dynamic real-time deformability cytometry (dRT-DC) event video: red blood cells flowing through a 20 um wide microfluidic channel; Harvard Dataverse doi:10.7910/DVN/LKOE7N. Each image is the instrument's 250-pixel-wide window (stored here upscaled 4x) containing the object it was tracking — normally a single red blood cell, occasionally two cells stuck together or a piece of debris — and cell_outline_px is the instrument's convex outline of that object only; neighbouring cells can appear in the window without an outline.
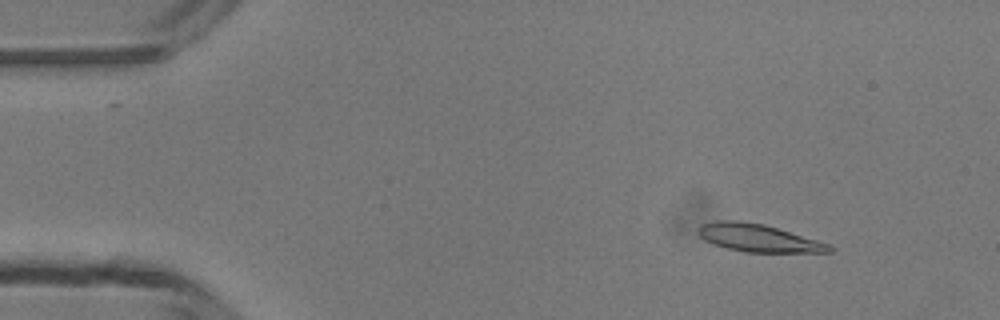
{"species": "common noctule bat (a hibernating species)", "species_latin": "Nyctalus noctula", "temperature_condition": "room temperature", "stored_images_in_passage": 44, "camera_frame_rate_fps": 3000, "um_per_image_px": 0.085, "animal": {"sex": "male", "body_mass_g": 13.3}, "frame": {"image": 1, "passage_image": 1, "time_ms": 0.0, "image_size_px": [1000, 320], "cell_outline_px": [[836, 248], [832, 252], [744, 252], [728, 248], [704, 240], [700, 236], [700, 224], [720, 220], [736, 220], [764, 224], [816, 240], [828, 244]], "centroid_in_image_um": [64.48, 20.23], "position_along_channel_um": 20.5, "area_um2": 20.75}}
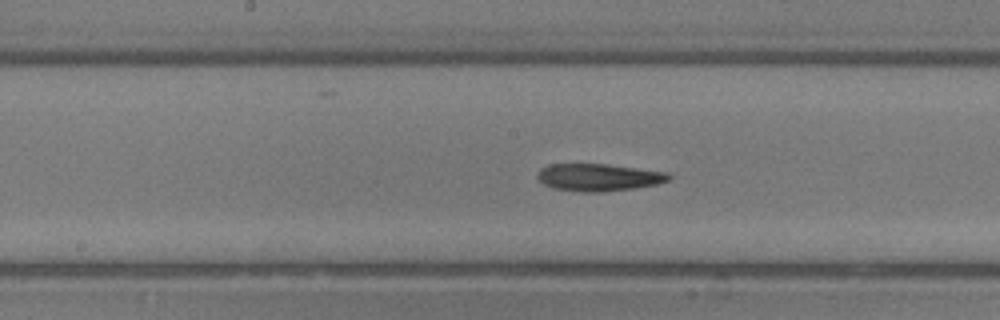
{"frame": {"image": 2, "passage_image": 20, "time_ms": 6.333, "image_size_px": [1000, 320], "cell_outline_px": [[672, 176], [668, 180], [656, 184], [636, 188], [600, 192], [584, 192], [552, 188], [544, 184], [536, 176], [536, 172], [540, 168], [548, 164], [604, 164], [668, 172]], "centroid_in_image_um": [50.85, 15.07], "position_along_channel_um": 197.4, "area_um2": 20.92}}
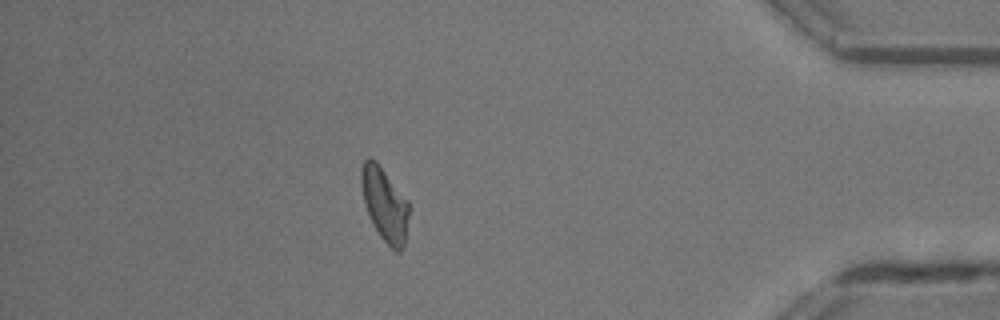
{"frame": {"image": 3, "passage_image": 38, "time_ms": 12.333, "image_size_px": [1000, 320], "cell_outline_px": [[408, 216], [404, 244], [400, 252], [396, 252], [380, 236], [364, 204], [360, 184], [360, 172], [364, 160], [368, 156], [372, 156], [376, 160], [408, 200]], "centroid_in_image_um": [32.67, 17.3], "position_along_channel_um": 402.5, "area_um2": 20.29}, "authors_computed_cell_mechanics": {"area_um2": 21.0392, "velocity_mm_per_s": 4.182, "shape_relaxation_time_tau1_ms": 5.0756, "shape_relaxation_time_tau2_ms": null, "deformation_change_tau1": 0.1793, "deformation_change_tau2": null}}